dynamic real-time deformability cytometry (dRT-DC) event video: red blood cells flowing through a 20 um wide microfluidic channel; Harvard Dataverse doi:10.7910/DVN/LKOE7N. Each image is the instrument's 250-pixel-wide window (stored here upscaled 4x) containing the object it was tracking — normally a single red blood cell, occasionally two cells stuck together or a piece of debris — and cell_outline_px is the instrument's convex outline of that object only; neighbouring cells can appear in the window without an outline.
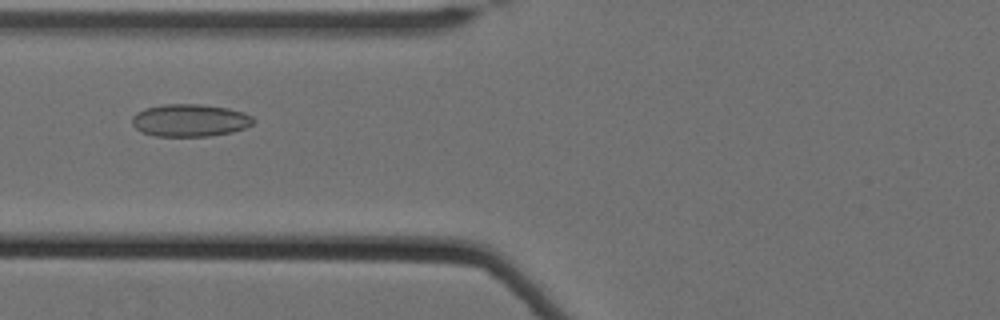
{"species": "Egyptian fruit bat (a non-hibernating species)", "species_latin": "Rousettus aegyptiacus", "temperature_condition": "cold", "stored_images_in_passage": 47, "camera_frame_rate_fps": 3000, "um_per_image_px": 0.085, "animal": {"sex": "female"}, "frame": {"image": 1, "passage_image": 17, "time_ms": 5.333, "image_size_px": [1000, 320], "cell_outline_px": [[256, 120], [252, 124], [244, 128], [232, 132], [212, 136], [156, 136], [144, 132], [136, 128], [132, 124], [132, 116], [136, 112], [148, 108], [164, 104], [200, 104], [228, 108], [244, 112], [252, 116]], "centroid_in_image_um": [16.18, 10.23], "position_along_channel_um": 109.6, "area_um2": 22.95}}
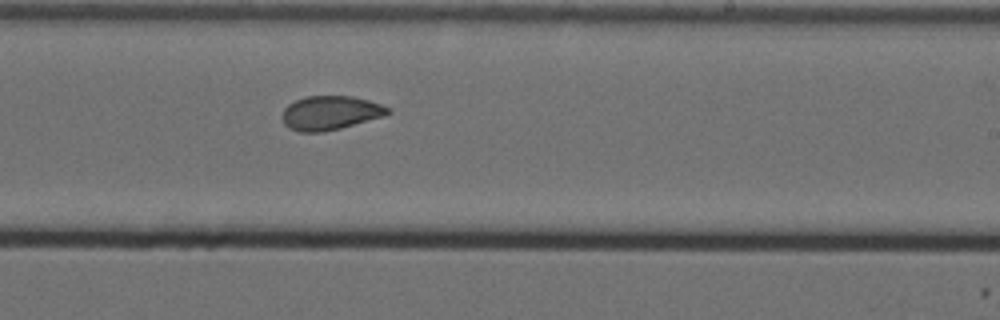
{"frame": {"image": 2, "passage_image": 30, "time_ms": 9.667, "image_size_px": [1000, 320], "cell_outline_px": [[392, 112], [384, 116], [340, 128], [320, 132], [300, 132], [288, 128], [284, 124], [284, 108], [288, 104], [304, 96], [352, 96], [368, 100], [380, 104], [388, 108]], "centroid_in_image_um": [28.07, 9.59], "position_along_channel_um": 260.9, "area_um2": 20.75}}
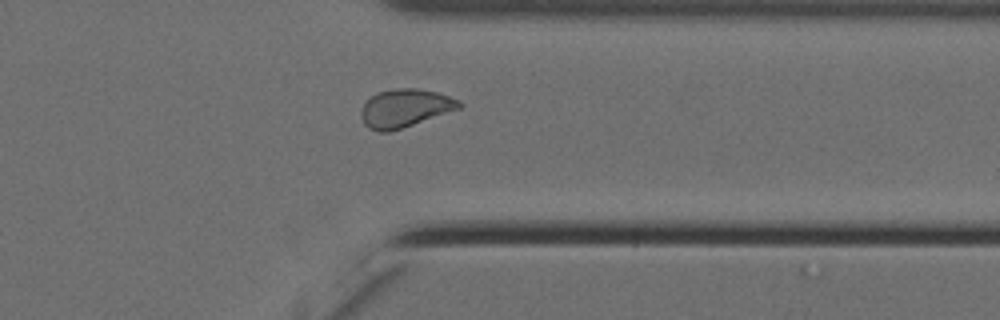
{"frame": {"image": 3, "passage_image": 40, "time_ms": 13.0, "image_size_px": [1000, 320], "cell_outline_px": [[464, 104], [460, 108], [388, 132], [380, 132], [368, 128], [364, 124], [360, 116], [360, 108], [376, 92], [396, 88], [416, 88], [436, 92], [460, 100]], "centroid_in_image_um": [34.39, 9.18], "position_along_channel_um": 377.0, "area_um2": 21.62}, "authors_computed_cell_mechanics": {"area_um2": 21.675, "velocity_mm_per_s": 3.4709, "shape_relaxation_time_tau1_ms": null, "shape_relaxation_time_tau2_ms": 1.7718, "deformation_change_tau1": null, "deformation_change_tau2": 0.0671}}